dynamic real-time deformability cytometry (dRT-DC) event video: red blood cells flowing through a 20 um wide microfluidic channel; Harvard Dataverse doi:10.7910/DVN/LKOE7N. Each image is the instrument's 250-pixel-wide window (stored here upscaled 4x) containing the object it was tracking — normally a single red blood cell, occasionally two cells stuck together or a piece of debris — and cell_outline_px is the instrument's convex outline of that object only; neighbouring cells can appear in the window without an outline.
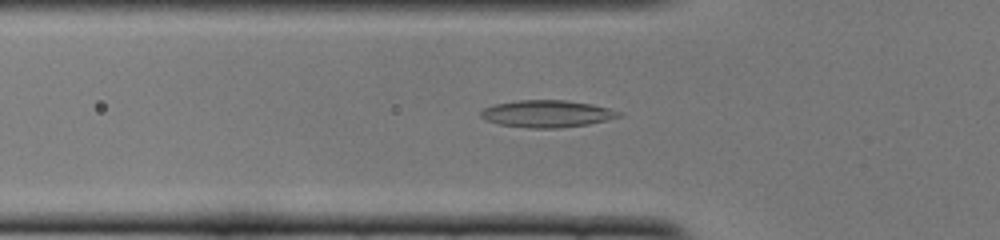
{"species": "common noctule bat (a hibernating species)", "species_latin": "Nyctalus noctula", "temperature_condition": "cold", "stored_images_in_passage": 46, "camera_frame_rate_fps": 3000, "um_per_image_px": 0.085, "animal": {"sex": "female", "body_mass_g": 22.0, "forearm_length_mm": 56.7}, "frame": {"image": 1, "passage_image": 12, "time_ms": 3.667, "image_size_px": [1000, 240], "cell_outline_px": [[624, 116], [608, 120], [588, 124], [560, 128], [528, 128], [500, 124], [484, 120], [480, 116], [480, 112], [484, 108], [492, 104], [516, 100], [564, 100], [592, 104], [608, 108], [620, 112]], "centroid_in_image_um": [46.48, 9.67], "position_along_channel_um": 79.3, "area_um2": 21.96}}
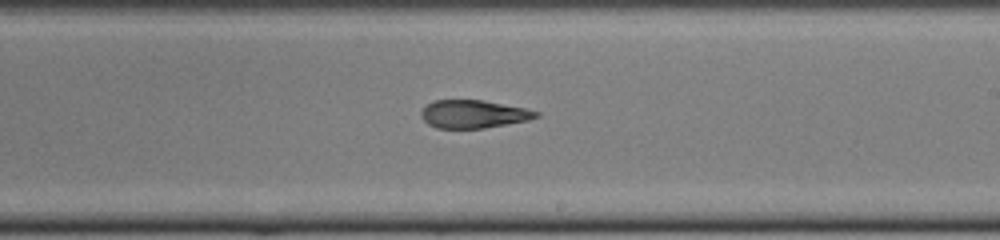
{"frame": {"image": 2, "passage_image": 25, "time_ms": 8.0, "image_size_px": [1000, 240], "cell_outline_px": [[540, 116], [528, 120], [484, 128], [436, 128], [428, 124], [420, 116], [420, 112], [432, 100], [484, 100], [524, 108], [540, 112]], "centroid_in_image_um": [40.23, 9.69], "position_along_channel_um": 248.8, "area_um2": 18.73}}
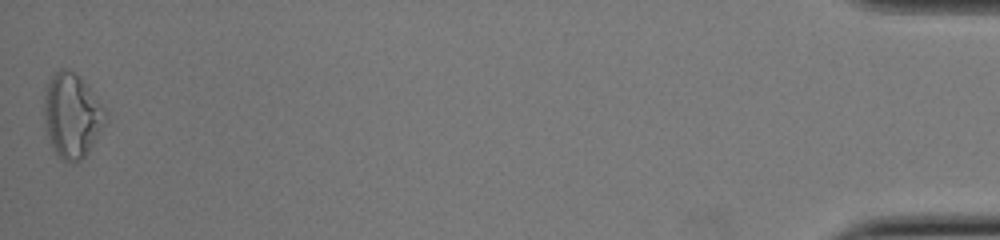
{"frame": {"image": 3, "passage_image": 46, "time_ms": 15.0, "image_size_px": [1000, 240], "cell_outline_px": [[108, 108], [104, 124], [88, 152], [80, 160], [72, 164], [64, 160], [52, 148], [44, 128], [44, 96], [48, 80], [60, 68], [68, 68], [80, 76]], "centroid_in_image_um": [6.12, 9.78], "position_along_channel_um": 429.1, "area_um2": 30.63}, "authors_computed_cell_mechanics": {"area_um2": 21.097, "velocity_mm_per_s": 3.9097, "shape_relaxation_time_tau1_ms": null, "shape_relaxation_time_tau2_ms": 3.1878, "deformation_change_tau1": null, "deformation_change_tau2": 0.1149}}